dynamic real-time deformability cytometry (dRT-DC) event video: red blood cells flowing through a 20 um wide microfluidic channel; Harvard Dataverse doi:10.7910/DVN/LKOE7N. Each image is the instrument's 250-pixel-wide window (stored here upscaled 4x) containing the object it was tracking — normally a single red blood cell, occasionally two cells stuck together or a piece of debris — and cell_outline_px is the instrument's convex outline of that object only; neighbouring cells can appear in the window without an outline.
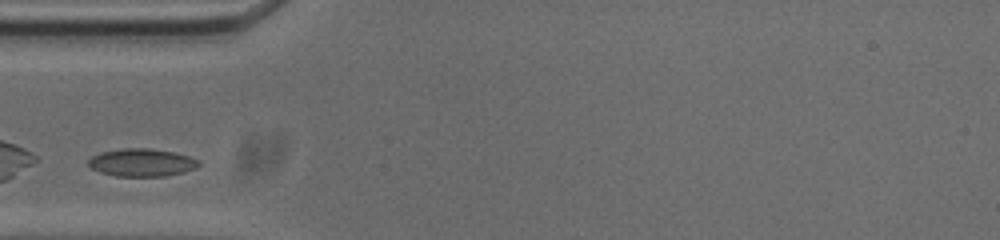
{"species": "common noctule bat (a hibernating species)", "species_latin": "Nyctalus noctula", "temperature_condition": "cold", "stored_images_in_passage": 26, "camera_frame_rate_fps": 3000, "um_per_image_px": 0.085, "animal": {"sex": "male", "body_mass_g": 20.0, "forearm_length_mm": 53.3}, "frame": {"image": 1, "passage_image": 1, "time_ms": 0.0, "image_size_px": [1000, 240], "cell_outline_px": [[200, 164], [196, 168], [184, 172], [164, 176], [116, 176], [100, 172], [92, 168], [88, 164], [88, 160], [92, 156], [104, 152], [124, 148], [144, 148], [172, 152], [188, 156], [196, 160]], "centroid_in_image_um": [12.04, 13.83], "position_along_channel_um": 73.0, "area_um2": 17.51}}